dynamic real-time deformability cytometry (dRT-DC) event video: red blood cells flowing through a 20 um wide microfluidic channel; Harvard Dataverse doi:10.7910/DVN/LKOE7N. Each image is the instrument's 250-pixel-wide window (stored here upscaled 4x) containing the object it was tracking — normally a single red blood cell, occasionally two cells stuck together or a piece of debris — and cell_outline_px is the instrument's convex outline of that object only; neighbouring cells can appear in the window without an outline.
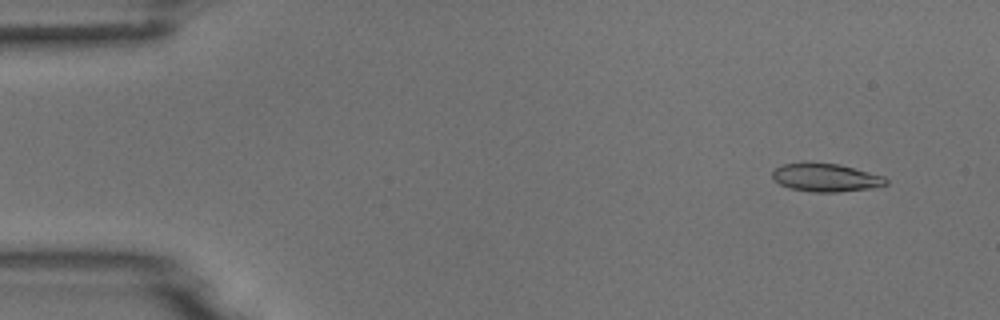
{"species": "common noctule bat (a hibernating species)", "species_latin": "Nyctalus noctula", "temperature_condition": "room temperature", "stored_images_in_passage": 53, "camera_frame_rate_fps": 3000, "um_per_image_px": 0.085, "animal": {"sex": "male", "body_mass_g": 18.8}, "frame": {"image": 1, "passage_image": 4, "time_ms": 1.0, "image_size_px": [1000, 320], "cell_outline_px": [[888, 184], [872, 188], [836, 192], [812, 192], [788, 188], [772, 180], [772, 172], [776, 168], [784, 164], [808, 160], [840, 164], [884, 176], [888, 180]], "centroid_in_image_um": [70.15, 15.07], "position_along_channel_um": 14.8, "area_um2": 19.19}}
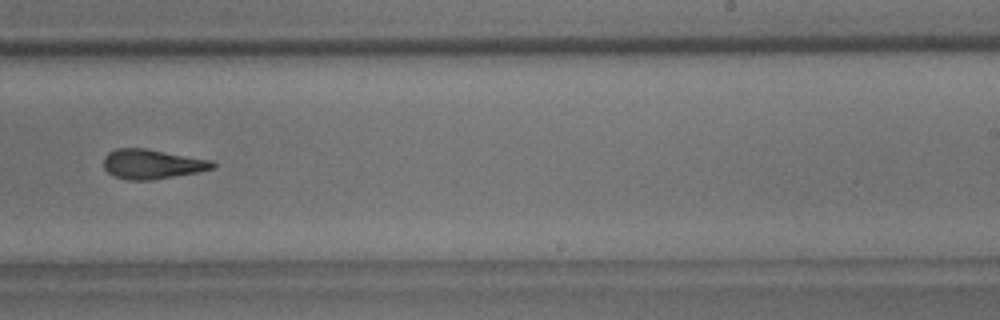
{"frame": {"image": 2, "passage_image": 33, "time_ms": 10.667, "image_size_px": [1000, 320], "cell_outline_px": [[216, 168], [200, 172], [152, 180], [128, 180], [112, 176], [104, 168], [104, 156], [108, 152], [116, 148], [144, 148], [212, 160], [216, 164]], "centroid_in_image_um": [12.94, 13.95], "position_along_channel_um": 276.1, "area_um2": 19.02}}
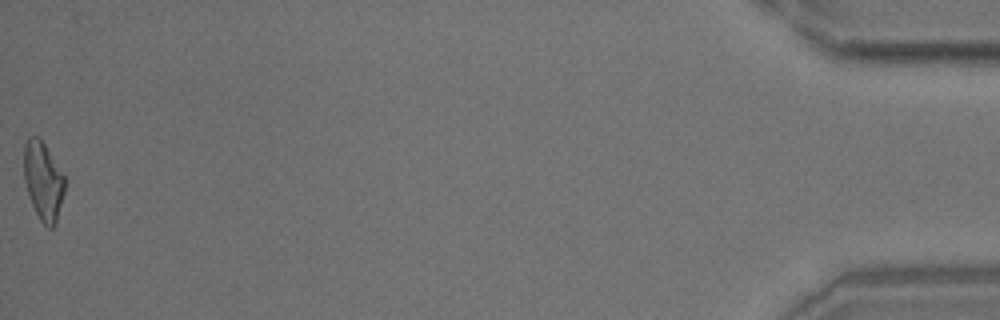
{"frame": {"image": 3, "passage_image": 53, "time_ms": 17.333, "image_size_px": [1000, 320], "cell_outline_px": [[64, 192], [56, 224], [52, 228], [48, 228], [40, 220], [32, 204], [24, 180], [24, 144], [28, 136], [40, 136], [64, 176]], "centroid_in_image_um": [3.66, 15.36], "position_along_channel_um": 431.5, "area_um2": 18.55}}